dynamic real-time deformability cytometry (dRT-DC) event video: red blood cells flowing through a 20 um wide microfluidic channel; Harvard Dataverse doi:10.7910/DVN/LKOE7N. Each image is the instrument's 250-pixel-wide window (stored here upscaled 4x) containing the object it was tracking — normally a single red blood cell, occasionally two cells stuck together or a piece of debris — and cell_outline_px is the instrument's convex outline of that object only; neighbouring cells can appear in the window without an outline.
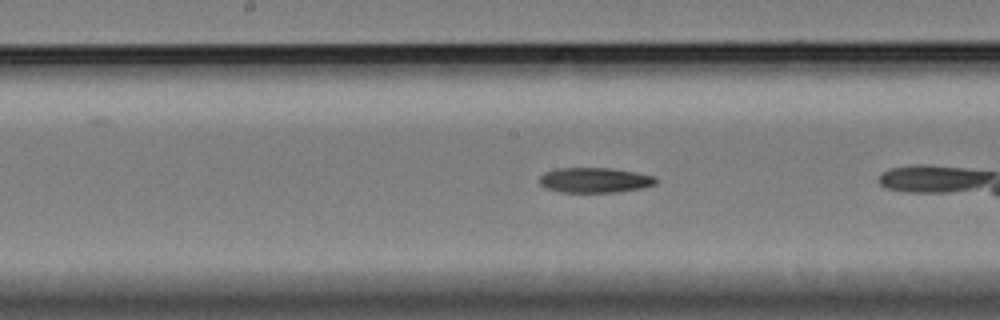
{"species": "Egyptian fruit bat (a non-hibernating species)", "species_latin": "Rousettus aegyptiacus", "temperature_condition": "cold", "stored_images_in_passage": 15, "camera_frame_rate_fps": 3000, "um_per_image_px": 0.085, "animal": {"sex": "female"}, "frame": {"image": 1, "passage_image": 13, "time_ms": 4.0, "image_size_px": [1000, 320], "cell_outline_px": [[660, 180], [656, 184], [644, 188], [616, 192], [560, 192], [544, 188], [540, 184], [540, 176], [544, 172], [556, 168], [612, 168], [636, 172], [656, 176]], "centroid_in_image_um": [50.59, 15.31], "position_along_channel_um": 197.6, "area_um2": 17.34}}